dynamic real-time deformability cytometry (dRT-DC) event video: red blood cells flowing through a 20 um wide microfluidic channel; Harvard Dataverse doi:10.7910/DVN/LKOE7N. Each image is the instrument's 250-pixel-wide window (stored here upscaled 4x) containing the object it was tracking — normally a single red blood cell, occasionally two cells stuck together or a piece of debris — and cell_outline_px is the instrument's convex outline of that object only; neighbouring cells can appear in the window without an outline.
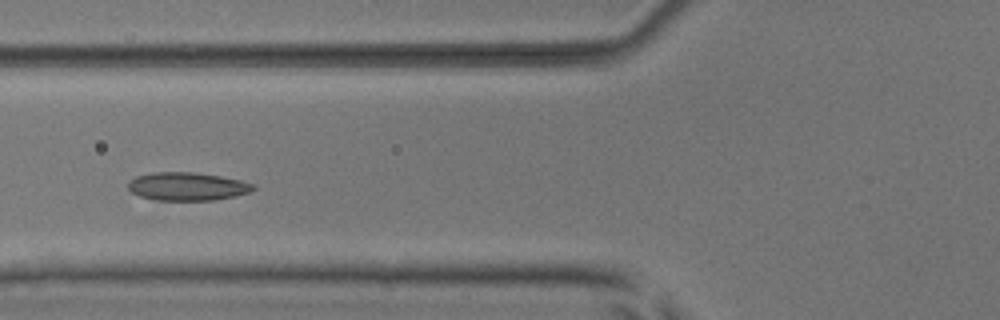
{"species": "common noctule bat (a hibernating species)", "species_latin": "Nyctalus noctula", "temperature_condition": "room temperature", "stored_images_in_passage": 24, "camera_frame_rate_fps": 3000, "um_per_image_px": 0.085, "animal": {"sex": "male", "body_mass_g": 17.9, "forearm_length_mm": 54.2}, "frame": {"image": 1, "passage_image": 17, "time_ms": 5.333, "image_size_px": [1000, 320], "cell_outline_px": [[256, 188], [252, 192], [236, 196], [212, 200], [156, 200], [140, 196], [132, 192], [128, 188], [128, 180], [136, 176], [152, 172], [196, 172], [220, 176], [240, 180], [256, 184]], "centroid_in_image_um": [15.94, 15.84], "position_along_channel_um": 109.9, "area_um2": 20.75}}
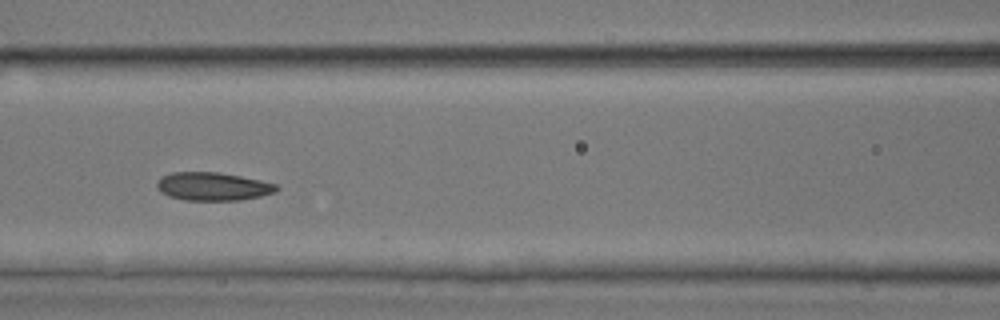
{"frame": {"image": 2, "passage_image": 20, "time_ms": 6.333, "image_size_px": [1000, 320], "cell_outline_px": [[280, 188], [276, 192], [260, 196], [240, 200], [184, 200], [168, 196], [160, 192], [156, 188], [156, 184], [160, 176], [172, 172], [216, 172], [240, 176], [260, 180], [276, 184]], "centroid_in_image_um": [18.06, 15.85], "position_along_channel_um": 148.5, "area_um2": 19.77}}